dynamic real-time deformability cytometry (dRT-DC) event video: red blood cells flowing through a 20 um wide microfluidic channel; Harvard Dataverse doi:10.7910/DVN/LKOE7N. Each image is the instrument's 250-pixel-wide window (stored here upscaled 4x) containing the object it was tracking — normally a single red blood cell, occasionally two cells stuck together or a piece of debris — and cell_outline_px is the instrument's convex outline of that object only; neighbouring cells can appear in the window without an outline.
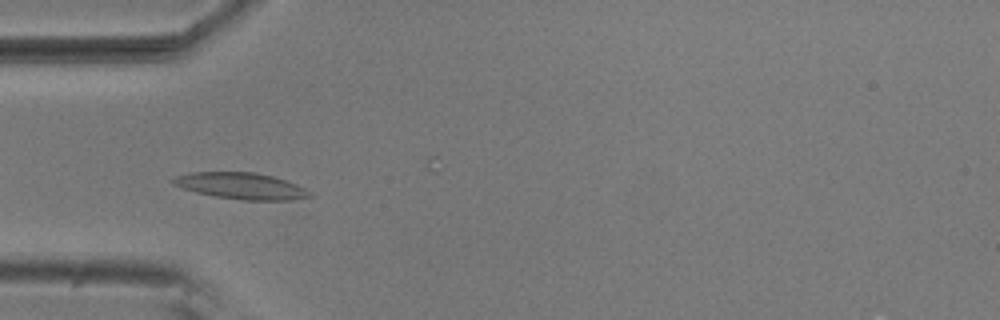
{"species": "common noctule bat (a hibernating species)", "species_latin": "Nyctalus noctula", "temperature_condition": "room temperature", "stored_images_in_passage": 29, "camera_frame_rate_fps": 3000, "um_per_image_px": 0.085, "animal": {"sex": "male", "body_mass_g": 20.5, "forearm_length_mm": 52.5}, "frame": {"image": 1, "passage_image": 4, "time_ms": 1.0, "image_size_px": [1000, 320], "cell_outline_px": [[316, 196], [292, 200], [244, 200], [216, 196], [196, 192], [172, 184], [168, 180], [176, 176], [192, 172], [252, 172], [272, 176], [296, 184], [312, 192]], "centroid_in_image_um": [20.51, 15.8], "position_along_channel_um": 64.5, "area_um2": 20.98}}
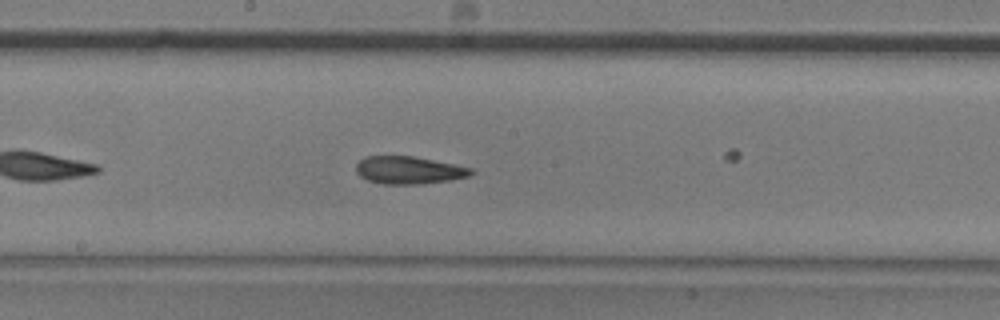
{"frame": {"image": 2, "passage_image": 16, "time_ms": 5.0, "image_size_px": [1000, 320], "cell_outline_px": [[476, 172], [468, 176], [448, 180], [420, 184], [384, 184], [368, 180], [360, 176], [356, 172], [356, 164], [364, 156], [412, 156], [472, 168]], "centroid_in_image_um": [34.72, 14.46], "position_along_channel_um": 213.5, "area_um2": 18.32}}
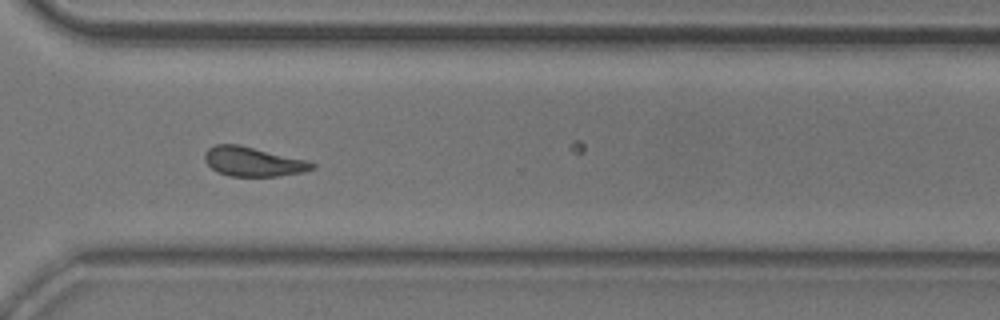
{"frame": {"image": 3, "passage_image": 27, "time_ms": 8.667, "image_size_px": [1000, 320], "cell_outline_px": [[316, 168], [304, 172], [276, 176], [232, 176], [216, 172], [204, 160], [204, 152], [208, 148], [216, 144], [240, 144], [308, 160], [316, 164]], "centroid_in_image_um": [21.53, 13.73], "position_along_channel_um": 349.1, "area_um2": 18.61}}